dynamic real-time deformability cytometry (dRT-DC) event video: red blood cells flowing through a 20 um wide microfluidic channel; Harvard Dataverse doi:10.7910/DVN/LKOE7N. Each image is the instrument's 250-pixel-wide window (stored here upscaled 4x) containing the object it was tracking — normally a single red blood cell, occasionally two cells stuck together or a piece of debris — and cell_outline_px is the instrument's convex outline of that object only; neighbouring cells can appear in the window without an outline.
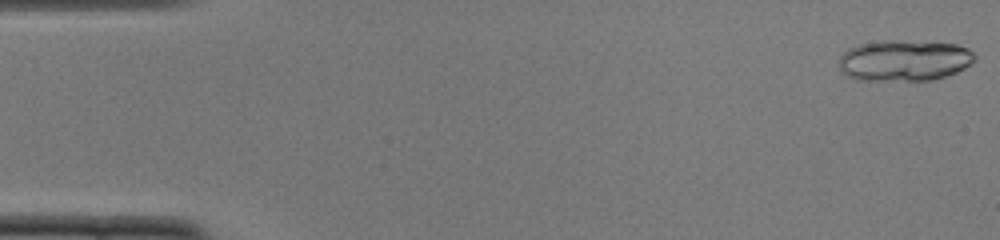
{"species": "common noctule bat (a hibernating species)", "species_latin": "Nyctalus noctula", "temperature_condition": "cold", "stored_images_in_passage": 16, "camera_frame_rate_fps": 3000, "um_per_image_px": 0.085, "animal": {"sex": "female", "body_mass_g": 22.0, "forearm_length_mm": 56.7}, "frame": {"image": 1, "passage_image": 1, "time_ms": 0.0, "image_size_px": [1000, 240], "cell_outline_px": [[976, 60], [964, 68], [948, 76], [932, 80], [856, 80], [840, 72], [840, 56], [848, 48], [860, 44], [884, 40], [892, 40], [956, 44], [968, 48], [976, 56]], "centroid_in_image_um": [76.86, 5.14], "position_along_channel_um": 8.1, "area_um2": 32.6}}